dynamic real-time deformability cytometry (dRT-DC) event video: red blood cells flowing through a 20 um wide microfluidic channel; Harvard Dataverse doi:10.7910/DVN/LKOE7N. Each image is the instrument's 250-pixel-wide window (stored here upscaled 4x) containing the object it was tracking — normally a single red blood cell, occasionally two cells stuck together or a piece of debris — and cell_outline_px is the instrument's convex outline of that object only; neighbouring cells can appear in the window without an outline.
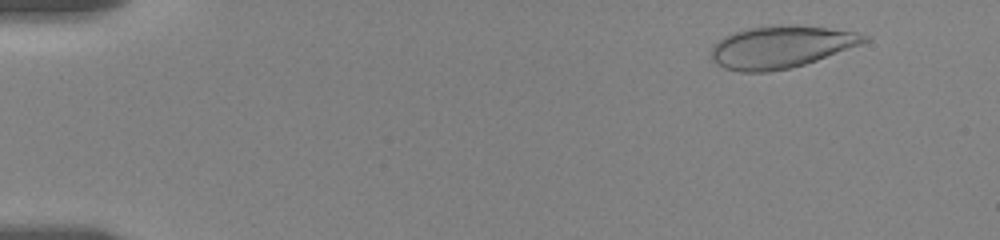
{"species": "human", "species_latin": "Homo sapiens", "temperature_condition": "room temperature", "stored_images_in_passage": 38, "camera_frame_rate_fps": 3000, "um_per_image_px": 0.085, "donor": {"sex": "female"}, "frame": {"image": 1, "passage_image": 5, "time_ms": 1.667, "image_size_px": [1000, 240], "cell_outline_px": [[868, 40], [860, 44], [816, 60], [804, 64], [788, 68], [768, 72], [740, 72], [724, 68], [716, 64], [712, 60], [712, 48], [724, 36], [748, 28], [792, 24], [796, 24], [828, 28], [856, 32], [868, 36]], "centroid_in_image_um": [66.36, 3.99], "position_along_channel_um": 18.6, "area_um2": 37.17}}
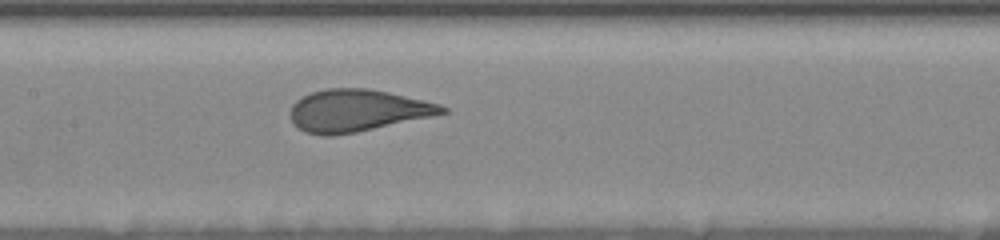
{"frame": {"image": 2, "passage_image": 16, "time_ms": 9.333, "image_size_px": [1000, 240], "cell_outline_px": [[448, 112], [432, 116], [356, 132], [332, 136], [324, 136], [304, 132], [292, 124], [292, 104], [296, 100], [312, 92], [324, 88], [368, 88], [388, 92], [424, 100], [440, 104], [448, 108]], "centroid_in_image_um": [30.36, 9.4], "position_along_channel_um": 177.0, "area_um2": 37.11}}
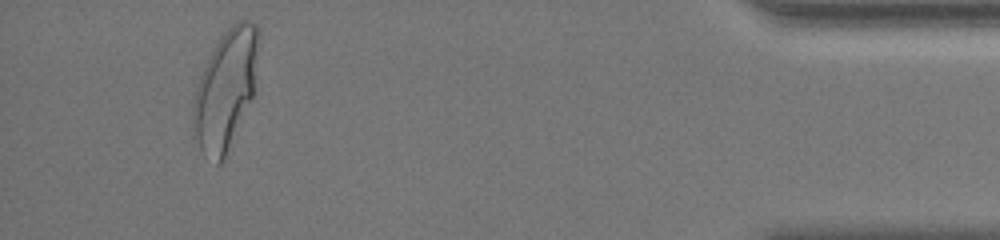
{"frame": {"image": 3, "passage_image": 35, "time_ms": 17.667, "image_size_px": [1000, 240], "cell_outline_px": [[260, 44], [252, 96], [224, 156], [220, 164], [216, 164], [204, 156], [192, 136], [192, 100], [204, 64], [220, 36], [236, 20], [248, 20], [256, 24], [260, 28]], "centroid_in_image_um": [19.14, 7.55], "position_along_channel_um": 416.1, "area_um2": 45.55}, "authors_computed_cell_mechanics": {"area_um2": 38.148, "velocity_mm_per_s": 3.5517, "shape_relaxation_time_tau1_ms": 4.2831, "shape_relaxation_time_tau2_ms": null, "deformation_change_tau1": 0.1665, "deformation_change_tau2": null}}